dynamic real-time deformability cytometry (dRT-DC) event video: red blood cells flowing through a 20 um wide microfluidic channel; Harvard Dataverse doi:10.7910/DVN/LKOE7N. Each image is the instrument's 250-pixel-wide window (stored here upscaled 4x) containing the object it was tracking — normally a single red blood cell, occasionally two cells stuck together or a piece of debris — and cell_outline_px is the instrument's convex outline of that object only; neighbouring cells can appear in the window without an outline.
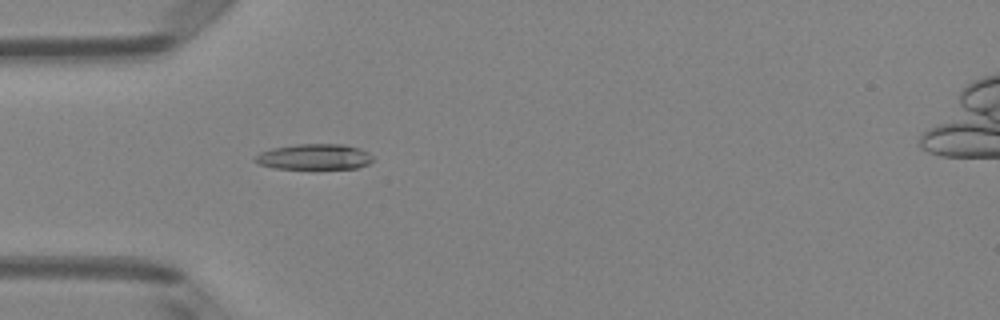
{"species": "Egyptian fruit bat (a non-hibernating species)", "species_latin": "Rousettus aegyptiacus", "temperature_condition": "room temperature", "stored_images_in_passage": 51, "camera_frame_rate_fps": 3000, "um_per_image_px": 0.085, "animal": {"sex": "female"}, "frame": {"image": 1, "passage_image": 16, "time_ms": 5.0, "image_size_px": [1000, 320], "cell_outline_px": [[372, 160], [368, 164], [356, 168], [276, 168], [260, 164], [252, 160], [260, 152], [272, 148], [296, 144], [344, 144], [360, 148], [368, 152], [372, 156]], "centroid_in_image_um": [26.72, 13.31], "position_along_channel_um": 58.3, "area_um2": 17.46}}
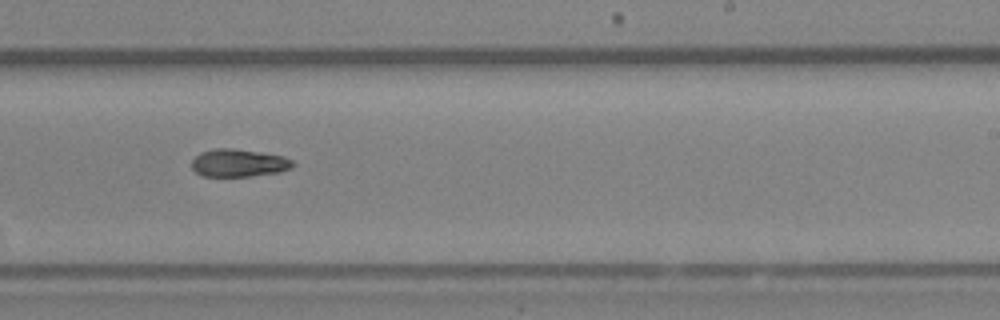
{"frame": {"image": 2, "passage_image": 32, "time_ms": 10.333, "image_size_px": [1000, 320], "cell_outline_px": [[296, 164], [292, 168], [280, 172], [248, 176], [200, 176], [192, 168], [192, 160], [200, 152], [216, 148], [232, 148], [260, 152], [284, 156], [292, 160]], "centroid_in_image_um": [20.3, 13.85], "position_along_channel_um": 268.7, "area_um2": 16.42}}
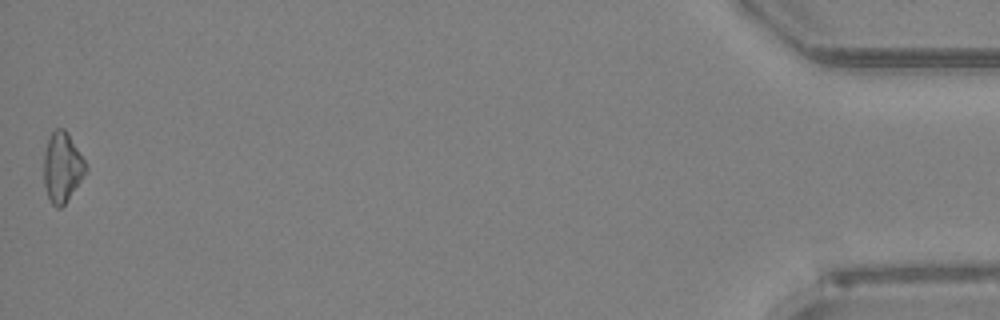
{"frame": {"image": 3, "passage_image": 51, "time_ms": 16.667, "image_size_px": [1000, 320], "cell_outline_px": [[88, 172], [64, 204], [60, 208], [56, 208], [52, 204], [48, 196], [44, 184], [44, 152], [48, 140], [52, 132], [56, 128], [64, 128], [68, 132], [84, 160], [88, 168]], "centroid_in_image_um": [5.3, 14.21], "position_along_channel_um": 429.9, "area_um2": 17.11}, "authors_computed_cell_mechanics": {"area_um2": 16.9354, "velocity_mm_per_s": 4.0391, "shape_relaxation_time_tau1_ms": 5.4143, "shape_relaxation_time_tau2_ms": null, "deformation_change_tau1": 0.1505, "deformation_change_tau2": null}}